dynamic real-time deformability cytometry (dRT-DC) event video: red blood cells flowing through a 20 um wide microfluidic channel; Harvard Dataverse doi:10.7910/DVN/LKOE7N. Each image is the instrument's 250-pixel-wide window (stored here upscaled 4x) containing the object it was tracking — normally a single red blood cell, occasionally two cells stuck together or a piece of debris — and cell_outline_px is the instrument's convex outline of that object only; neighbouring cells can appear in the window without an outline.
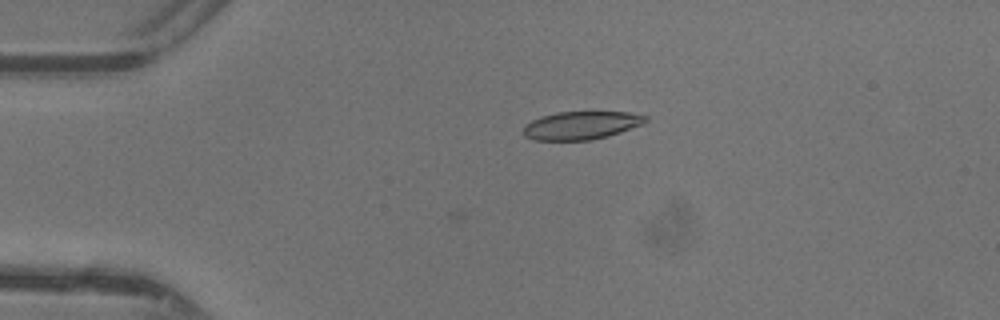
{"species": "common noctule bat (a hibernating species)", "species_latin": "Nyctalus noctula", "temperature_condition": "warm", "stored_images_in_passage": 5, "camera_frame_rate_fps": 3000, "um_per_image_px": 0.085, "animal": {"sex": "female"}, "frame": {"image": 1, "passage_image": 5, "time_ms": 1.333, "image_size_px": [1000, 320], "cell_outline_px": [[648, 120], [644, 124], [608, 136], [592, 140], [536, 140], [524, 136], [520, 132], [524, 124], [540, 116], [556, 112], [628, 112], [648, 116]], "centroid_in_image_um": [49.37, 10.65], "position_along_channel_um": 35.6, "area_um2": 20.29}}